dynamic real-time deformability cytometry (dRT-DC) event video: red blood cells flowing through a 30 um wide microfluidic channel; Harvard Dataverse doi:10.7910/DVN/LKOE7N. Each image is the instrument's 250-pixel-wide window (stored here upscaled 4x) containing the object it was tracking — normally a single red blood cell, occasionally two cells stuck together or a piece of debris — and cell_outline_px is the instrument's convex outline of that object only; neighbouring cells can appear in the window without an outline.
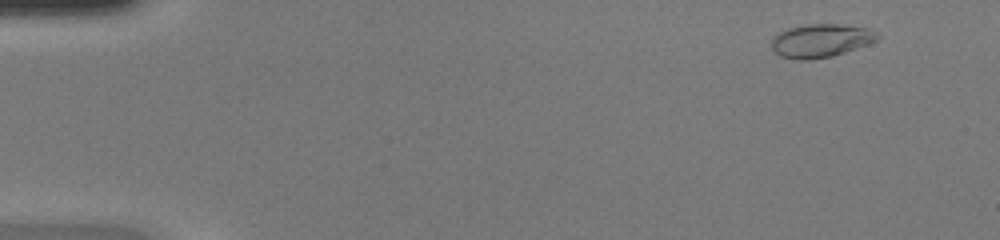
{"species": "common noctule bat (a hibernating species)", "species_latin": "Nyctalus noctula", "temperature_condition": "warm", "stored_images_in_passage": 48, "camera_frame_rate_fps": 3000, "um_per_image_px": 0.085, "animal": {"sex": "female", "body_mass_g": 20.0, "forearm_length_mm": 54.0}, "frame": {"image": 1, "passage_image": 4, "time_ms": 1.0, "image_size_px": [1000, 240], "cell_outline_px": [[880, 36], [876, 40], [868, 44], [832, 56], [812, 60], [800, 60], [780, 56], [772, 48], [772, 36], [788, 28], [808, 24], [840, 24], [868, 28], [876, 32]], "centroid_in_image_um": [69.76, 3.45], "position_along_channel_um": 15.2, "area_um2": 20.52}}
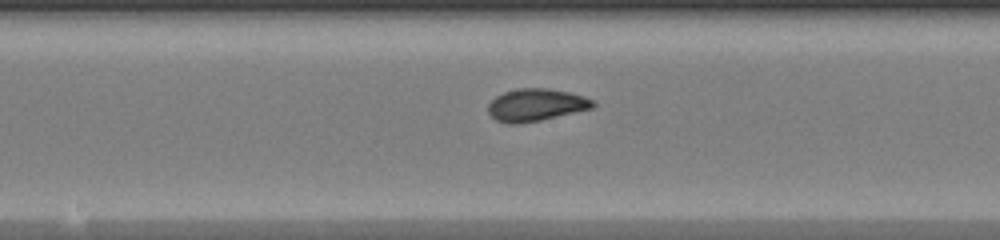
{"frame": {"image": 2, "passage_image": 26, "time_ms": 8.333, "image_size_px": [1000, 240], "cell_outline_px": [[596, 104], [592, 108], [540, 120], [520, 124], [508, 124], [496, 120], [488, 112], [488, 104], [496, 96], [504, 92], [520, 88], [548, 88], [568, 92], [584, 96], [592, 100]], "centroid_in_image_um": [45.53, 8.92], "position_along_channel_um": 202.7, "area_um2": 19.65}}
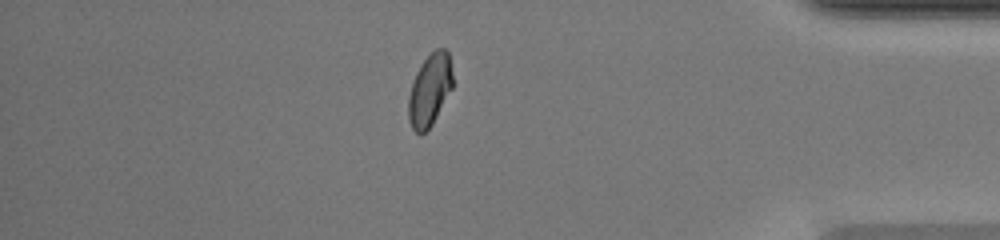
{"frame": {"image": 3, "passage_image": 42, "time_ms": 13.667, "image_size_px": [1000, 240], "cell_outline_px": [[452, 88], [432, 124], [420, 136], [412, 128], [408, 120], [408, 96], [416, 72], [420, 64], [436, 48], [444, 48], [448, 52], [452, 72]], "centroid_in_image_um": [36.51, 7.65], "position_along_channel_um": 398.7, "area_um2": 18.5}, "authors_computed_cell_mechanics": {"area_um2": 19.4786, "velocity_mm_per_s": 4.2773, "shape_relaxation_time_tau1_ms": 3.8112, "shape_relaxation_time_tau2_ms": 0.864, "deformation_change_tau1": 0.1595, "deformation_change_tau2": 0.0512}}